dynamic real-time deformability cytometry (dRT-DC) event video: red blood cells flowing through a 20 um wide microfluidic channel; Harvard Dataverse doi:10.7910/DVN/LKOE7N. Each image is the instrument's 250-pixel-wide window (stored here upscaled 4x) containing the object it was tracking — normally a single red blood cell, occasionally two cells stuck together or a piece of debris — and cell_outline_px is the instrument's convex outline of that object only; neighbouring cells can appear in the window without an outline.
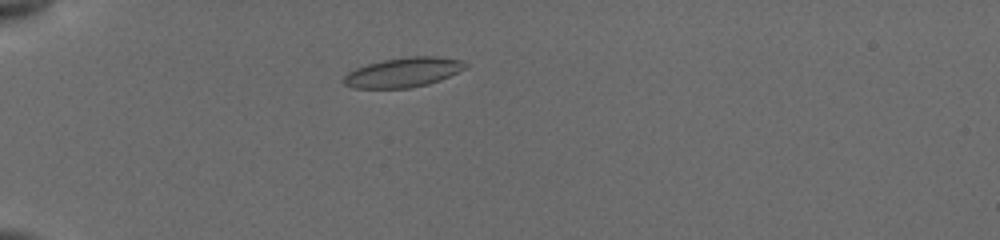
{"species": "common noctule bat (a hibernating species)", "species_latin": "Nyctalus noctula", "temperature_condition": "cold", "stored_images_in_passage": 10, "camera_frame_rate_fps": 3000, "um_per_image_px": 0.085, "animal": {"sex": "female", "body_mass_g": 19.5, "forearm_length_mm": 54.1}, "frame": {"image": 1, "passage_image": 2, "time_ms": 1.0, "image_size_px": [1000, 240], "cell_outline_px": [[468, 68], [440, 80], [428, 84], [408, 88], [352, 88], [344, 84], [340, 80], [348, 72], [356, 68], [368, 64], [384, 60], [408, 56], [436, 56], [460, 60], [468, 64]], "centroid_in_image_um": [34.28, 6.15], "position_along_channel_um": 50.7, "area_um2": 21.1}}
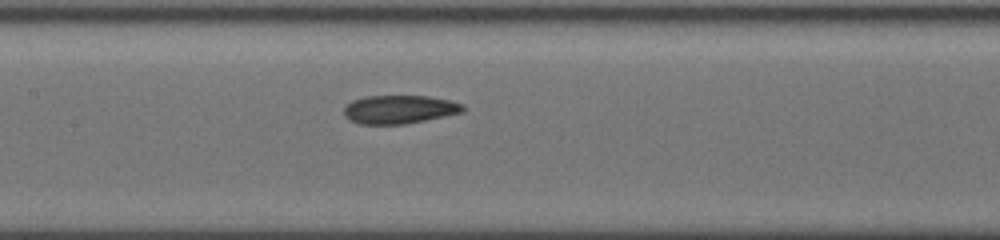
{"frame": {"image": 2, "passage_image": 7, "time_ms": 5.0, "image_size_px": [1000, 240], "cell_outline_px": [[464, 112], [404, 124], [360, 124], [348, 120], [344, 116], [344, 108], [352, 100], [364, 96], [428, 96], [448, 100], [464, 104]], "centroid_in_image_um": [33.92, 9.3], "position_along_channel_um": 173.5, "area_um2": 19.71}}
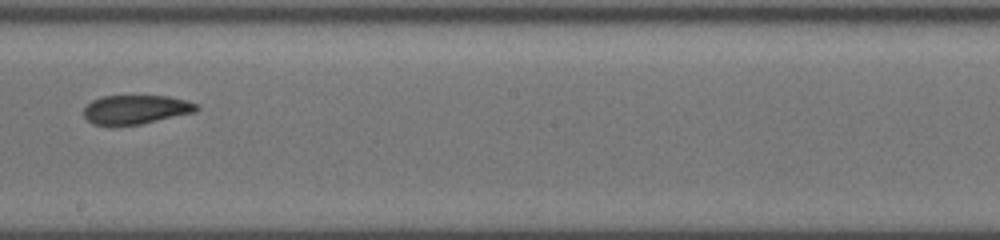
{"frame": {"image": 3, "passage_image": 9, "time_ms": 6.667, "image_size_px": [1000, 240], "cell_outline_px": [[200, 108], [196, 112], [140, 124], [92, 124], [84, 116], [84, 108], [92, 100], [100, 96], [168, 96], [188, 100], [200, 104]], "centroid_in_image_um": [11.61, 9.29], "position_along_channel_um": 236.6, "area_um2": 19.02}}